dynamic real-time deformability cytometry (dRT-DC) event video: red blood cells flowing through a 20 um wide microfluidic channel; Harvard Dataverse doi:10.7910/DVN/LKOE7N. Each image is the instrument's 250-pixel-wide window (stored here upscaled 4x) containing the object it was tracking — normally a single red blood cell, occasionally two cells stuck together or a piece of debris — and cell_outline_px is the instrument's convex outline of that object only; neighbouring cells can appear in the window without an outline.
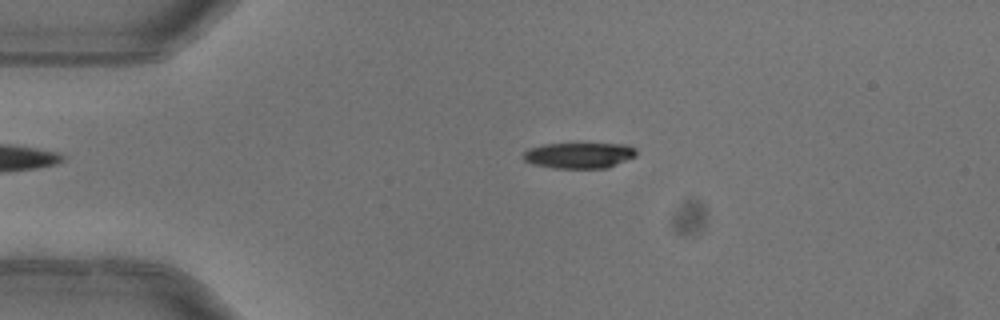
{"species": "common noctule bat (a hibernating species)", "species_latin": "Nyctalus noctula", "temperature_condition": "warm", "stored_images_in_passage": 4, "camera_frame_rate_fps": 3000, "um_per_image_px": 0.085, "animal": {"sex": "female"}, "frame": {"image": 1, "passage_image": 3, "time_ms": 0.667, "image_size_px": [1000, 320], "cell_outline_px": [[636, 156], [608, 168], [552, 168], [532, 164], [524, 160], [524, 152], [528, 148], [544, 144], [628, 144], [636, 148]], "centroid_in_image_um": [49.24, 13.21], "position_along_channel_um": 35.8, "area_um2": 17.05}}